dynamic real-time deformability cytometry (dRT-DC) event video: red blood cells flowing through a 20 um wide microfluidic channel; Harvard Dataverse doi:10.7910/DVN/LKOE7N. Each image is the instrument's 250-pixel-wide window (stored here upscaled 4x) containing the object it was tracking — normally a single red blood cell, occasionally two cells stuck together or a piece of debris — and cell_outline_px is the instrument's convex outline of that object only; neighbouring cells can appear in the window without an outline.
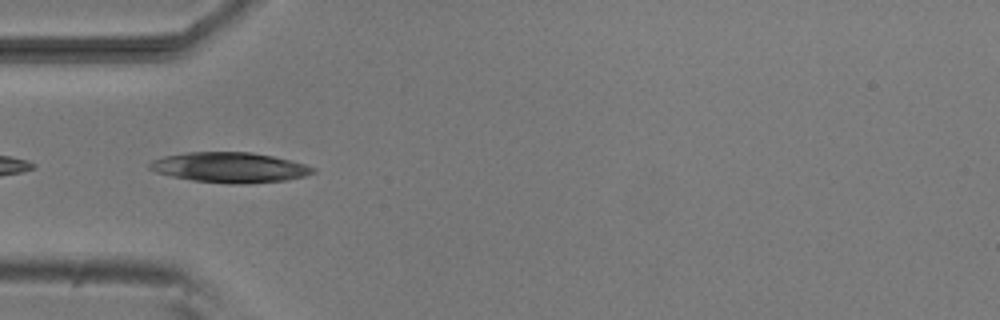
{"species": "common noctule bat (a hibernating species)", "species_latin": "Nyctalus noctula", "temperature_condition": "room temperature", "stored_images_in_passage": 19, "camera_frame_rate_fps": 3000, "um_per_image_px": 0.085, "animal": {"sex": "male", "body_mass_g": 20.5, "forearm_length_mm": 52.5}, "frame": {"image": 1, "passage_image": 16, "time_ms": 5.0, "image_size_px": [1000, 320], "cell_outline_px": [[316, 172], [304, 176], [288, 180], [236, 184], [232, 184], [192, 180], [172, 176], [156, 172], [148, 168], [148, 164], [152, 160], [164, 156], [188, 152], [252, 152], [292, 160], [316, 168]], "centroid_in_image_um": [19.54, 14.23], "position_along_channel_um": 65.5, "area_um2": 28.73}}